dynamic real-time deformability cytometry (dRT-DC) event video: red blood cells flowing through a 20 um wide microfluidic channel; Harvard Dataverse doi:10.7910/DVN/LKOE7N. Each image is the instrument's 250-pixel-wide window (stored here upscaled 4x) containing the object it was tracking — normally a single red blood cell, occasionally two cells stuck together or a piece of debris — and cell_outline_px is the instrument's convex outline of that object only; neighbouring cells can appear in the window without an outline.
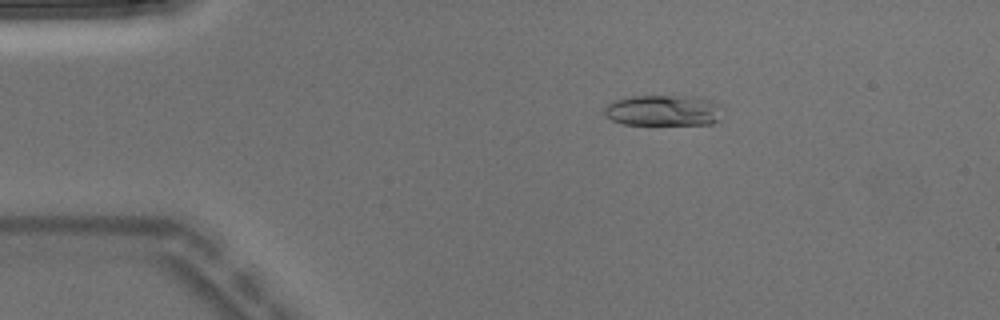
{"species": "Egyptian fruit bat (a non-hibernating species)", "species_latin": "Rousettus aegyptiacus", "temperature_condition": "warm", "stored_images_in_passage": 3, "camera_frame_rate_fps": 3000, "um_per_image_px": 0.085, "animal": {"sex": "male"}, "frame": {"image": 1, "passage_image": 1, "time_ms": 0.0, "image_size_px": [1000, 320], "cell_outline_px": [[724, 108], [720, 120], [712, 124], [624, 124], [612, 120], [604, 116], [604, 108], [608, 104], [616, 100], [632, 96], [692, 96], [712, 100], [720, 104]], "centroid_in_image_um": [56.45, 9.39], "position_along_channel_um": 28.5, "area_um2": 21.56}}
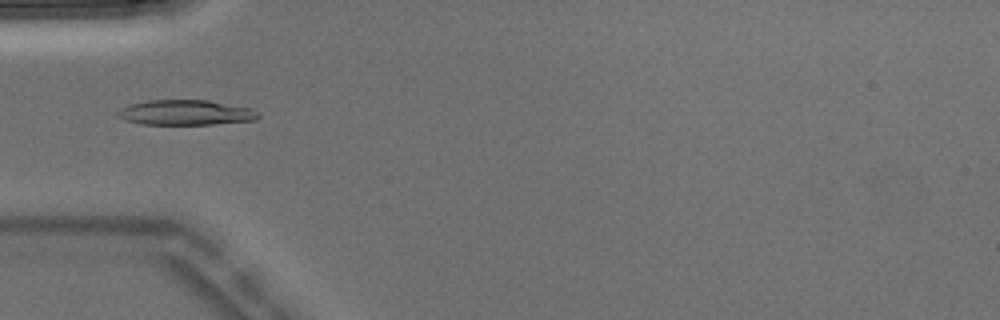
{"frame": {"image": 2, "passage_image": 3, "time_ms": 0.667, "image_size_px": [1000, 320], "cell_outline_px": [[260, 116], [256, 120], [212, 124], [140, 124], [124, 120], [116, 116], [116, 112], [120, 108], [132, 104], [148, 100], [208, 100], [252, 108], [260, 112]], "centroid_in_image_um": [15.79, 9.57], "position_along_channel_um": 69.2, "area_um2": 20.69}}